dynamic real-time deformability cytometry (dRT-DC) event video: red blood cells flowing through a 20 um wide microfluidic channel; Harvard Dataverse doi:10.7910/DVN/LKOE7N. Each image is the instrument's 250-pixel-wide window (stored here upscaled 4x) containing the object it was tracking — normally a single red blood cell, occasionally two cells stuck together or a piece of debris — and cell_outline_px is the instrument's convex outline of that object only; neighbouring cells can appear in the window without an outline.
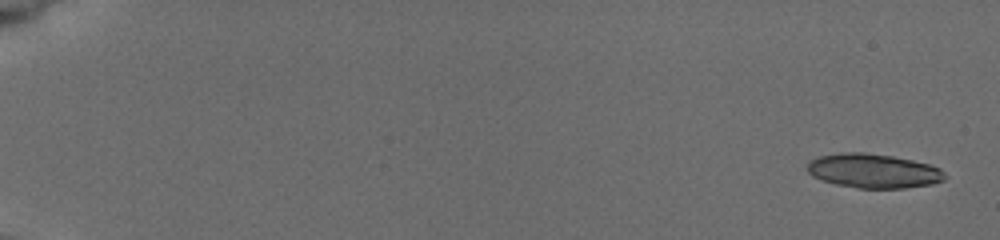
{"species": "common noctule bat (a hibernating species)", "species_latin": "Nyctalus noctula", "temperature_condition": "cold", "stored_images_in_passage": 8, "camera_frame_rate_fps": 3000, "um_per_image_px": 0.085, "animal": {"sex": "female", "body_mass_g": 19.5, "forearm_length_mm": 54.1}, "frame": {"image": 1, "passage_image": 1, "time_ms": 0.0, "image_size_px": [1000, 240], "cell_outline_px": [[948, 176], [944, 180], [932, 184], [904, 188], [856, 188], [836, 184], [812, 176], [808, 172], [808, 164], [812, 160], [820, 156], [840, 152], [864, 152], [892, 156], [912, 160], [928, 164], [940, 168]], "centroid_in_image_um": [74.27, 14.53], "position_along_channel_um": 10.7, "area_um2": 27.4}}
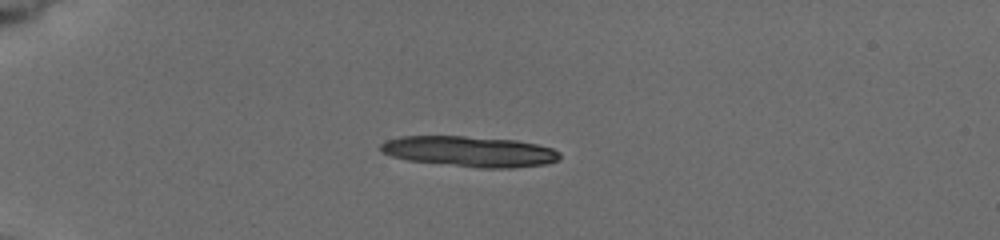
{"frame": {"image": 2, "passage_image": 6, "time_ms": 4.667, "image_size_px": [1000, 240], "cell_outline_px": [[560, 160], [548, 164], [512, 168], [480, 168], [408, 160], [392, 156], [384, 152], [380, 148], [380, 144], [388, 140], [400, 136], [464, 136], [516, 140], [536, 144], [552, 148], [560, 152]], "centroid_in_image_um": [39.98, 12.88], "position_along_channel_um": 45.0, "area_um2": 31.91}}